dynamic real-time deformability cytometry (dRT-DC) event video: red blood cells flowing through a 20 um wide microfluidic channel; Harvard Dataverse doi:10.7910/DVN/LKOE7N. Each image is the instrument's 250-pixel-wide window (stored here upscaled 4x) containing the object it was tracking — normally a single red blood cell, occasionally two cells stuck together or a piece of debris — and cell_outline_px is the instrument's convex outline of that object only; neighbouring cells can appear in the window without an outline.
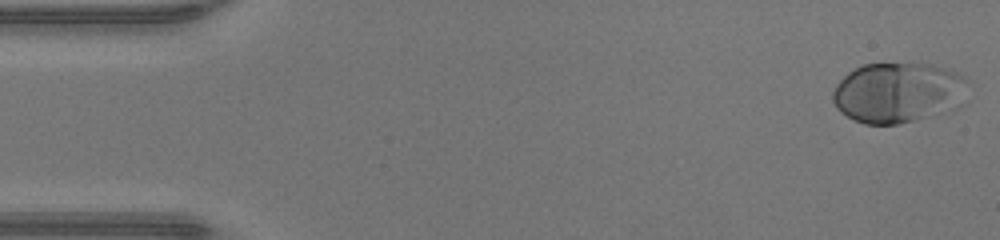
{"species": "human", "species_latin": "Homo sapiens", "temperature_condition": "warm", "stored_images_in_passage": 47, "camera_frame_rate_fps": 3000, "um_per_image_px": 0.085, "donor": {"sex": "male"}, "frame": {"image": 1, "passage_image": 1, "time_ms": 0.0, "image_size_px": [1000, 240], "cell_outline_px": [[968, 80], [928, 116], [896, 124], [864, 124], [840, 112], [836, 108], [832, 100], [832, 92], [836, 84], [848, 72], [864, 64], [932, 64], [956, 72], [964, 76]], "centroid_in_image_um": [76.02, 7.82], "position_along_channel_um": 9.0, "area_um2": 44.45}}
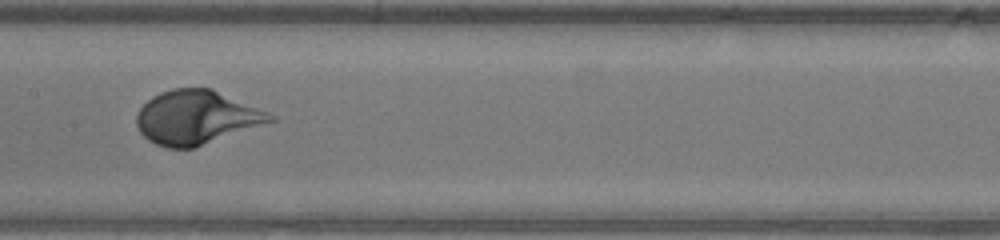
{"frame": {"image": 2, "passage_image": 23, "time_ms": 7.333, "image_size_px": [1000, 240], "cell_outline_px": [[276, 120], [196, 148], [168, 148], [156, 144], [148, 140], [140, 132], [136, 124], [136, 116], [140, 108], [152, 96], [160, 92], [172, 88], [212, 88], [268, 112], [276, 116]], "centroid_in_image_um": [16.69, 9.98], "position_along_channel_um": 190.7, "area_um2": 42.02}}
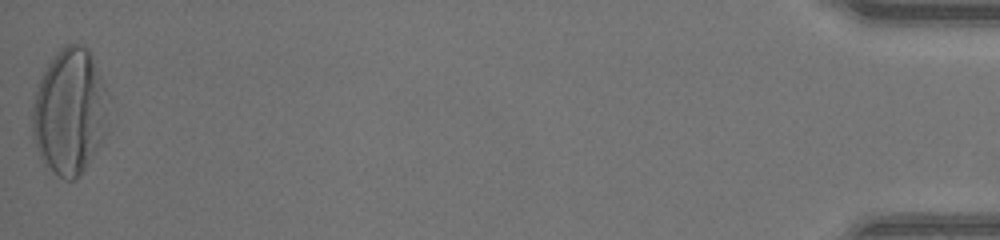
{"frame": {"image": 3, "passage_image": 47, "time_ms": 15.333, "image_size_px": [1000, 240], "cell_outline_px": [[108, 128], [104, 136], [88, 164], [80, 176], [72, 180], [64, 180], [52, 172], [40, 160], [32, 136], [32, 104], [40, 80], [48, 64], [56, 52], [64, 44], [84, 44], [88, 48], [92, 56], [108, 92]], "centroid_in_image_um": [5.93, 9.51], "position_along_channel_um": 429.3, "area_um2": 56.53}, "authors_computed_cell_mechanics": {"area_um2": 42.0784, "velocity_mm_per_s": 4.3189, "shape_relaxation_time_tau1_ms": 2.8161, "shape_relaxation_time_tau2_ms": null, "deformation_change_tau1": 0.223, "deformation_change_tau2": null}}